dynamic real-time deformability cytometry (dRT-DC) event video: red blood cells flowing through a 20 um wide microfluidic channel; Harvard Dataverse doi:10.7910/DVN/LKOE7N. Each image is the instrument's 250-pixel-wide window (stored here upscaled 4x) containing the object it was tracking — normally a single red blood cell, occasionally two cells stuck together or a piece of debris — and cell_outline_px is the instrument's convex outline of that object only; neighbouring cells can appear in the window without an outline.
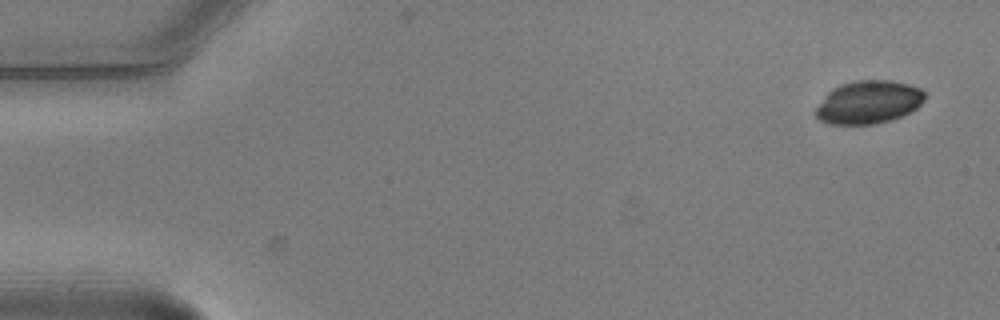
{"species": "common noctule bat (a hibernating species)", "species_latin": "Nyctalus noctula", "temperature_condition": "warm", "stored_images_in_passage": 6, "camera_frame_rate_fps": 3000, "um_per_image_px": 0.085, "animal": {"sex": "male", "body_mass_g": 20.5, "forearm_length_mm": 52.5}, "frame": {"image": 1, "passage_image": 1, "time_ms": 0.0, "image_size_px": [1000, 320], "cell_outline_px": [[924, 100], [916, 108], [892, 120], [876, 124], [828, 124], [820, 120], [812, 112], [828, 92], [832, 88], [840, 84], [856, 80], [892, 80], [908, 84], [920, 88], [924, 92]], "centroid_in_image_um": [73.79, 8.68], "position_along_channel_um": 11.2, "area_um2": 27.46}}